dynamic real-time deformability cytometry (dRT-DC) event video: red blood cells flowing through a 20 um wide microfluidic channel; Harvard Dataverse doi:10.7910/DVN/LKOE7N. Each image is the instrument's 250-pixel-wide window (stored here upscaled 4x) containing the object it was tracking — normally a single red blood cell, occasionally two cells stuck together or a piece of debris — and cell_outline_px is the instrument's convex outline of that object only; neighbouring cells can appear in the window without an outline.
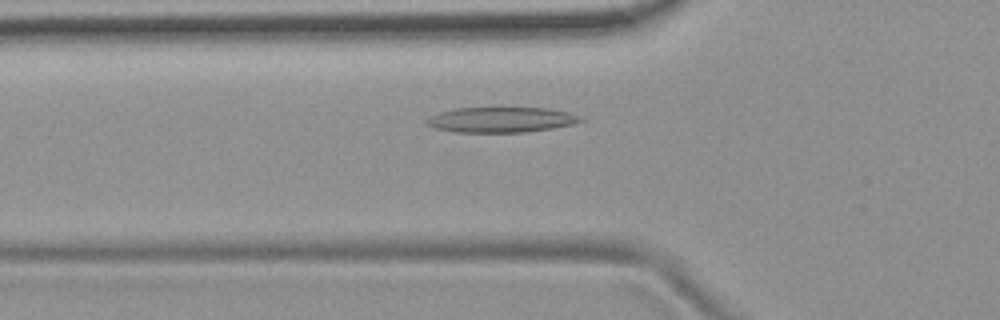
{"species": "common noctule bat (a hibernating species)", "species_latin": "Nyctalus noctula", "temperature_condition": "room temperature", "stored_images_in_passage": 45, "camera_frame_rate_fps": 3000, "um_per_image_px": 0.085, "animal": {"sex": "female", "body_mass_g": 19.9}, "frame": {"image": 1, "passage_image": 14, "time_ms": 4.333, "image_size_px": [1000, 320], "cell_outline_px": [[584, 120], [572, 124], [552, 128], [524, 132], [452, 132], [436, 128], [424, 124], [424, 120], [428, 116], [440, 112], [456, 108], [548, 108], [568, 112], [580, 116]], "centroid_in_image_um": [42.54, 10.18], "position_along_channel_um": 83.3, "area_um2": 22.72}}
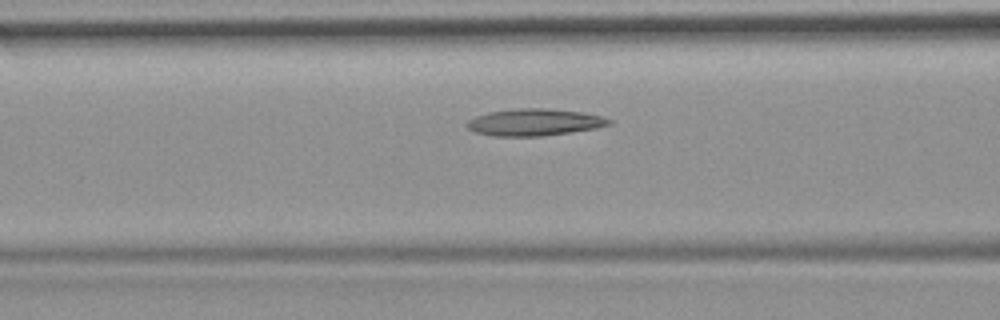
{"frame": {"image": 2, "passage_image": 17, "time_ms": 5.333, "image_size_px": [1000, 320], "cell_outline_px": [[612, 124], [596, 128], [572, 132], [540, 136], [492, 136], [476, 132], [468, 128], [464, 124], [468, 120], [476, 116], [488, 112], [520, 108], [548, 108], [584, 112], [600, 116], [612, 120]], "centroid_in_image_um": [45.43, 10.39], "position_along_channel_um": 121.2, "area_um2": 22.37}}
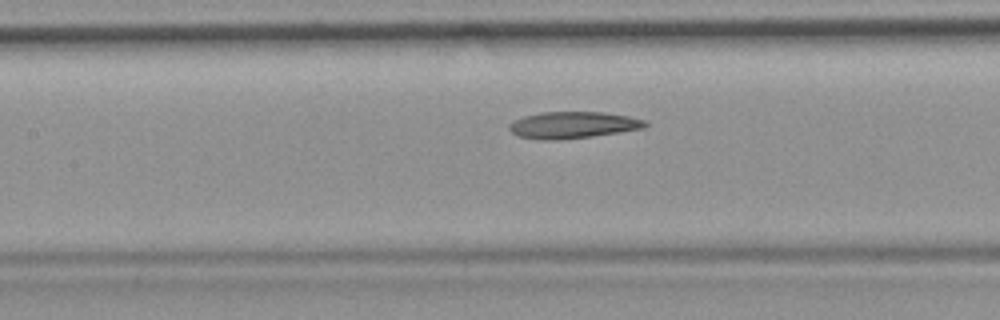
{"frame": {"image": 3, "passage_image": 20, "time_ms": 6.333, "image_size_px": [1000, 320], "cell_outline_px": [[648, 124], [644, 128], [620, 132], [592, 136], [556, 140], [536, 140], [520, 136], [512, 132], [508, 128], [508, 124], [512, 120], [524, 116], [540, 112], [604, 112], [628, 116], [644, 120]], "centroid_in_image_um": [48.65, 10.62], "position_along_channel_um": 158.7, "area_um2": 21.21}}